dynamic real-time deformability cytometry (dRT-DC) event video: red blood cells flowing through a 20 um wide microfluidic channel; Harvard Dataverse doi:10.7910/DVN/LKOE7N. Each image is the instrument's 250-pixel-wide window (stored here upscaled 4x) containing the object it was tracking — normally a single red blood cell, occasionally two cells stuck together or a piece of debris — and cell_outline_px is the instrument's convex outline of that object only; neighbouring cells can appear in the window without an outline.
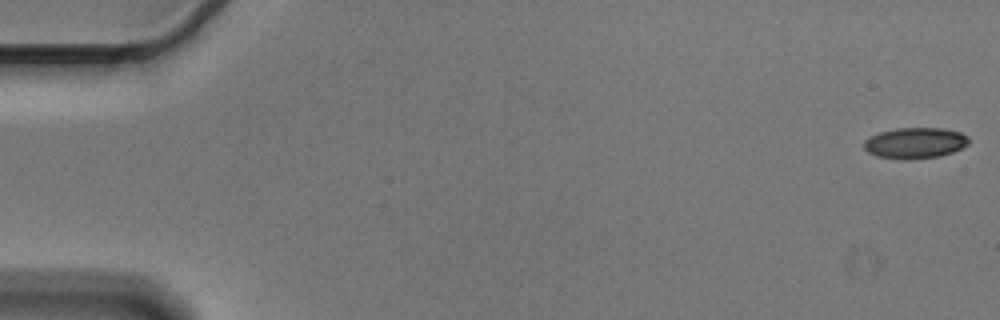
{"species": "Egyptian fruit bat (a non-hibernating species)", "species_latin": "Rousettus aegyptiacus", "temperature_condition": "cold", "stored_images_in_passage": 56, "camera_frame_rate_fps": 3000, "um_per_image_px": 0.085, "animal": {"sex": "male"}, "frame": {"image": 1, "passage_image": 1, "time_ms": 0.0, "image_size_px": [1000, 320], "cell_outline_px": [[968, 144], [952, 152], [940, 156], [908, 160], [904, 160], [876, 156], [868, 152], [864, 148], [864, 140], [880, 132], [896, 128], [944, 128], [960, 132], [968, 136]], "centroid_in_image_um": [77.78, 12.16], "position_along_channel_um": 7.2, "area_um2": 18.9}}
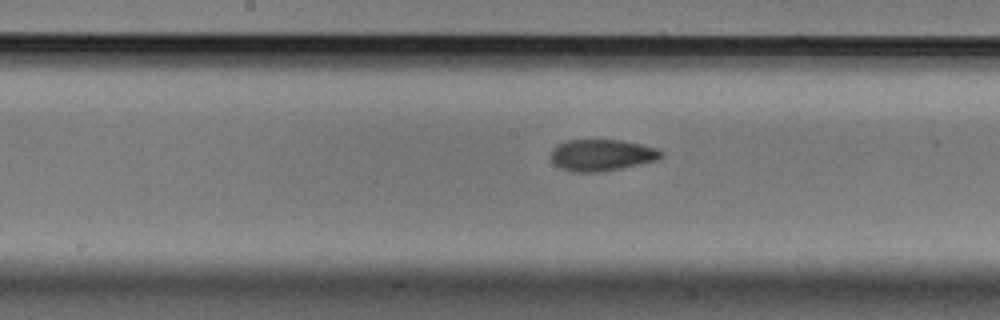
{"frame": {"image": 2, "passage_image": 29, "time_ms": 9.333, "image_size_px": [1000, 320], "cell_outline_px": [[664, 156], [660, 160], [600, 172], [572, 172], [560, 168], [552, 160], [552, 148], [556, 144], [568, 140], [620, 140], [640, 144], [656, 148], [664, 152]], "centroid_in_image_um": [51.17, 13.18], "position_along_channel_um": 197.0, "area_um2": 20.35}}
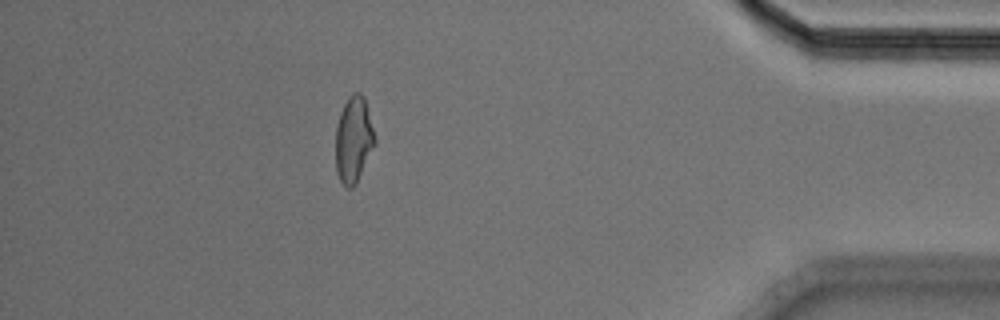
{"frame": {"image": 3, "passage_image": 50, "time_ms": 16.333, "image_size_px": [1000, 320], "cell_outline_px": [[376, 144], [356, 184], [352, 188], [348, 188], [340, 180], [336, 172], [336, 128], [340, 112], [348, 96], [352, 92], [360, 92], [364, 96], [376, 140]], "centroid_in_image_um": [30.06, 11.86], "position_along_channel_um": 405.1, "area_um2": 19.77}, "authors_computed_cell_mechanics": {"area_um2": 19.7676, "velocity_mm_per_s": 3.5923, "shape_relaxation_time_tau1_ms": 5.9704, "shape_relaxation_time_tau2_ms": 2.1924, "deformation_change_tau1": 0.1284, "deformation_change_tau2": 0.0847}}